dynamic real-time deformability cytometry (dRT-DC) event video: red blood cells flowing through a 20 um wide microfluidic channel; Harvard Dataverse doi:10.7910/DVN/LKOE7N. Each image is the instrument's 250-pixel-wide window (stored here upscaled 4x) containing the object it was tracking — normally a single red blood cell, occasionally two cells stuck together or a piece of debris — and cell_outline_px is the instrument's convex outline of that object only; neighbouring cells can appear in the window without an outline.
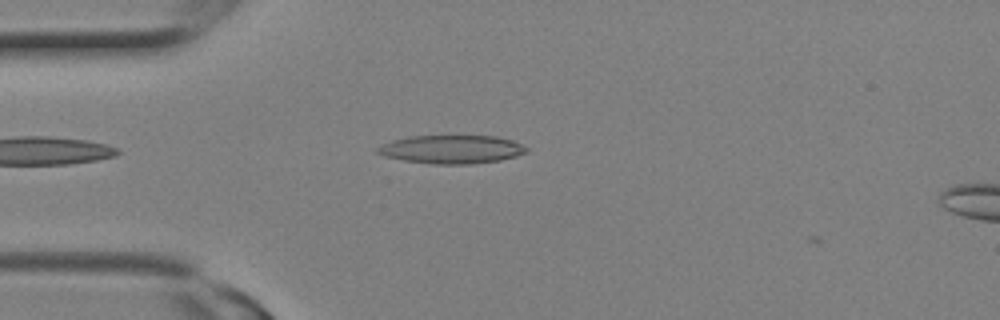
{"species": "Egyptian fruit bat (a non-hibernating species)", "species_latin": "Rousettus aegyptiacus", "temperature_condition": "room temperature", "stored_images_in_passage": 3, "camera_frame_rate_fps": 3000, "um_per_image_px": 0.085, "animal": {"sex": "female"}, "frame": {"image": 1, "passage_image": 3, "time_ms": 0.667, "image_size_px": [1000, 320], "cell_outline_px": [[528, 152], [516, 156], [500, 160], [468, 164], [432, 164], [404, 160], [384, 156], [376, 152], [376, 148], [380, 144], [392, 140], [408, 136], [496, 136], [512, 140], [528, 148]], "centroid_in_image_um": [38.36, 12.69], "position_along_channel_um": 46.6, "area_um2": 24.68}}